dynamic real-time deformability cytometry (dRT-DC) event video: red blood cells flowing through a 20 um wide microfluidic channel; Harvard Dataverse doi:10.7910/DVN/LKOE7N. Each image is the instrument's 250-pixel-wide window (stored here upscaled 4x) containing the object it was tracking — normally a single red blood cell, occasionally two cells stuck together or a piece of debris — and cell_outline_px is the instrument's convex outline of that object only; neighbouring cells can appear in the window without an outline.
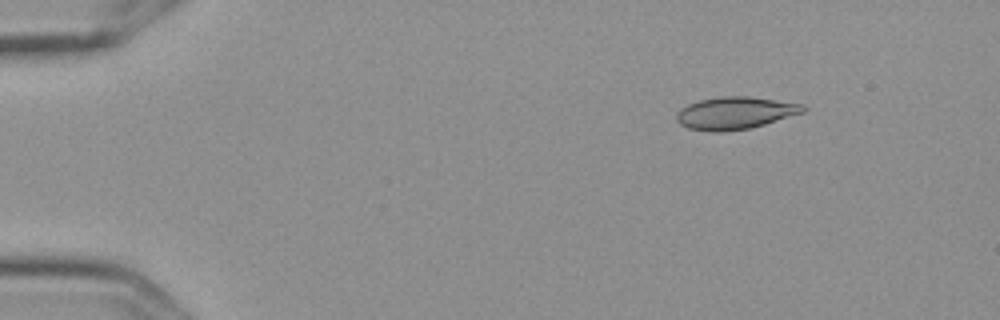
{"species": "Egyptian fruit bat (a non-hibernating species)", "species_latin": "Rousettus aegyptiacus", "temperature_condition": "cold", "stored_images_in_passage": 5, "camera_frame_rate_fps": 3000, "um_per_image_px": 0.085, "frame": {"image": 1, "passage_image": 1, "time_ms": 0.0, "image_size_px": [1000, 320], "cell_outline_px": [[808, 108], [804, 112], [764, 124], [748, 128], [720, 132], [708, 132], [688, 128], [680, 124], [676, 120], [676, 112], [680, 108], [688, 104], [700, 100], [720, 96], [748, 96], [804, 104]], "centroid_in_image_um": [62.46, 9.6], "position_along_channel_um": 22.5, "area_um2": 23.93}}